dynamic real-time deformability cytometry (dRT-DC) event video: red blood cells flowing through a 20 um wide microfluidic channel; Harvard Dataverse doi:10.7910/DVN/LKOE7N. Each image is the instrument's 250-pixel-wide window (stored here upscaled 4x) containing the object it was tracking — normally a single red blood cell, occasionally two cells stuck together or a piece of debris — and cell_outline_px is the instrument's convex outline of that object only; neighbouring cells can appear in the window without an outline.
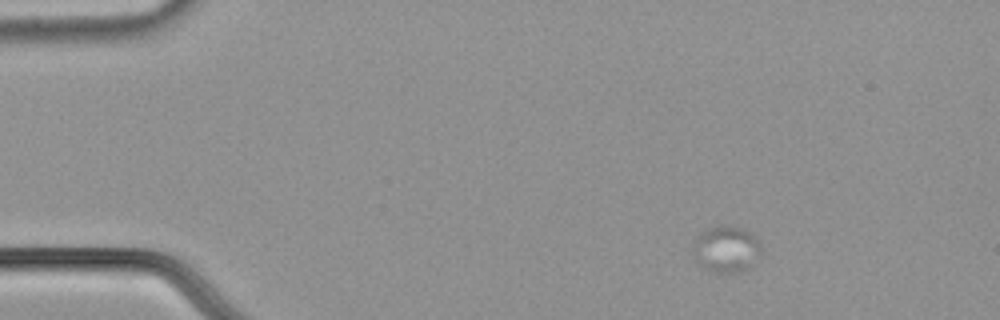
{"species": "common noctule bat (a hibernating species)", "species_latin": "Nyctalus noctula", "temperature_condition": "cold", "stored_images_in_passage": 17, "camera_frame_rate_fps": 3000, "um_per_image_px": 0.085, "animal": {"sex": "male", "body_mass_g": 21.5, "forearm_length_mm": 52.0}, "frame": {"image": 1, "passage_image": 1, "time_ms": 0.0, "image_size_px": [1000, 320], "cell_outline_px": [[764, 248], [752, 268], [740, 272], [712, 272], [704, 268], [692, 256], [692, 248], [700, 232], [708, 228], [724, 224], [740, 228], [748, 232]], "centroid_in_image_um": [61.74, 21.2], "position_along_channel_um": 23.3, "area_um2": 18.67}}
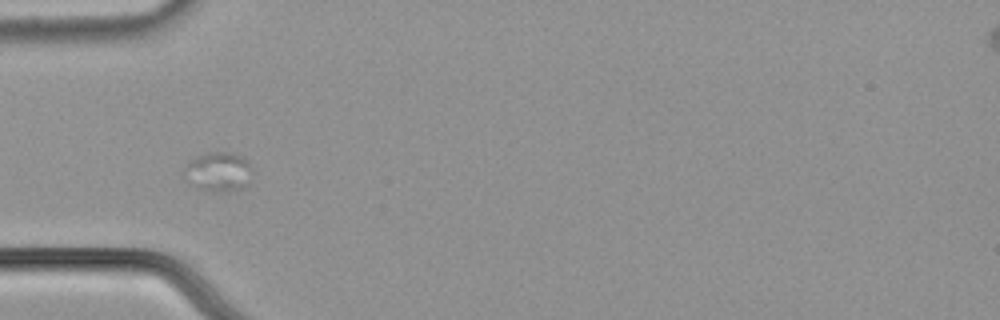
{"frame": {"image": 2, "passage_image": 12, "time_ms": 3.667, "image_size_px": [1000, 320], "cell_outline_px": [[252, 168], [248, 184], [244, 188], [216, 192], [212, 192], [188, 184], [184, 168], [184, 164], [188, 160], [196, 156], [208, 152], [232, 152], [240, 156]], "centroid_in_image_um": [18.52, 14.59], "position_along_channel_um": 66.5, "area_um2": 15.66}}